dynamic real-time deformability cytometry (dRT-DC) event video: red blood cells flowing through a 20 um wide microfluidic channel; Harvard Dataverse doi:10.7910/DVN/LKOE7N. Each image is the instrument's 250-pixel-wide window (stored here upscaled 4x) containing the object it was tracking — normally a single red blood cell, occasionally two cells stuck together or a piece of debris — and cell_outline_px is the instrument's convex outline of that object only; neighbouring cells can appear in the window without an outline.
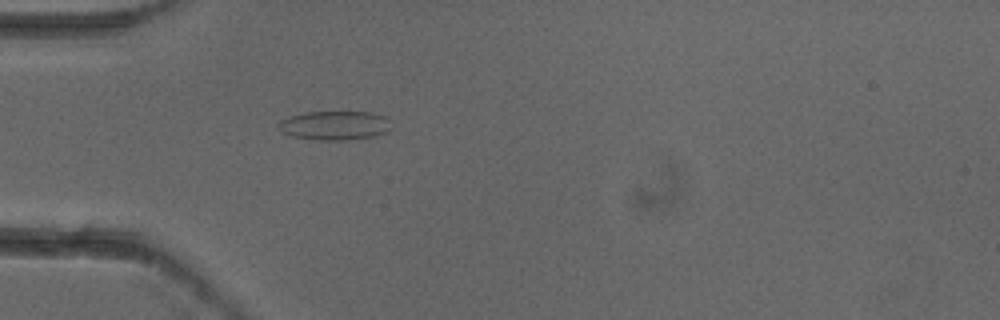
{"species": "common noctule bat (a hibernating species)", "species_latin": "Nyctalus noctula", "temperature_condition": "cold", "stored_images_in_passage": 3, "camera_frame_rate_fps": 3000, "um_per_image_px": 0.085, "animal": {"sex": "female"}, "frame": {"image": 1, "passage_image": 3, "time_ms": 0.667, "image_size_px": [1000, 320], "cell_outline_px": [[392, 128], [388, 132], [376, 136], [348, 140], [320, 140], [292, 136], [280, 132], [276, 128], [276, 124], [280, 120], [288, 116], [304, 112], [372, 112], [388, 116]], "centroid_in_image_um": [28.46, 10.66], "position_along_channel_um": 56.5, "area_um2": 19.65}}